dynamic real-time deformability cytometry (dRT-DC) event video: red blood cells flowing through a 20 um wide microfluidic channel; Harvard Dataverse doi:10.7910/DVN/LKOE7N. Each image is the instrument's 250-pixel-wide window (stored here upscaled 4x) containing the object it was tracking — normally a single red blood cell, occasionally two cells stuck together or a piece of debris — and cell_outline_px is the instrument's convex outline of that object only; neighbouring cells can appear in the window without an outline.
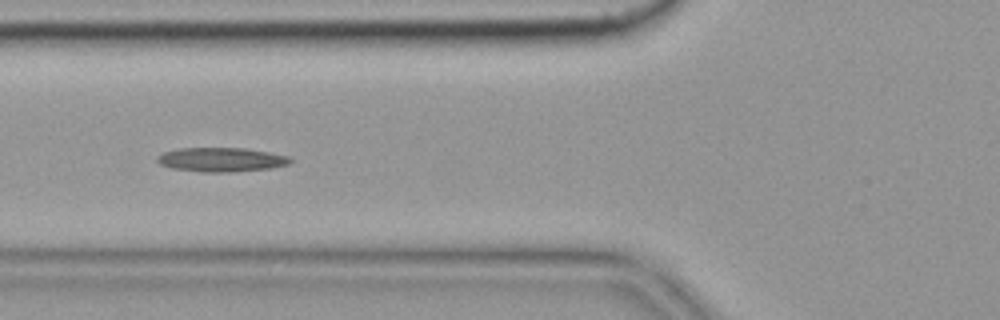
{"species": "common noctule bat (a hibernating species)", "species_latin": "Nyctalus noctula", "temperature_condition": "cold", "stored_images_in_passage": 38, "camera_frame_rate_fps": 3000, "um_per_image_px": 0.085, "animal": {"sex": "female", "body_mass_g": 19.9}, "frame": {"image": 1, "passage_image": 6, "time_ms": 1.667, "image_size_px": [1000, 320], "cell_outline_px": [[292, 160], [288, 164], [272, 168], [232, 172], [204, 172], [172, 168], [160, 164], [156, 160], [156, 156], [164, 152], [180, 148], [244, 148], [268, 152], [288, 156]], "centroid_in_image_um": [18.79, 13.57], "position_along_channel_um": 107.0, "area_um2": 18.67}, "authors_computed_cell_mechanics": {"area_um2": 18.0625, "velocity_mm_per_s": 3.6301, "shape_relaxation_time_tau1_ms": null, "shape_relaxation_time_tau2_ms": 7.5706, "deformation_change_tau1": null, "deformation_change_tau2": 0.2099}}